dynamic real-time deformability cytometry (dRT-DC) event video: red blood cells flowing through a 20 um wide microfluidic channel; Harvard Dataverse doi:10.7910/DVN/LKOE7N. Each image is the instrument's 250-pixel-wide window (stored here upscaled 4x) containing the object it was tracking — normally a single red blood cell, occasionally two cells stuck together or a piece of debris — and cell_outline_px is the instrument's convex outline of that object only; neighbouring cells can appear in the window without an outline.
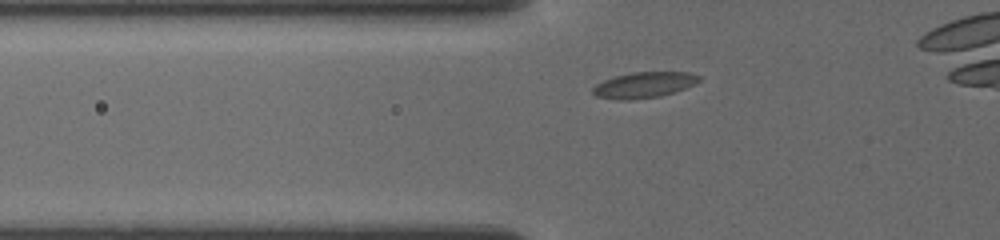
{"species": "common noctule bat (a hibernating species)", "species_latin": "Nyctalus noctula", "temperature_condition": "cold", "stored_images_in_passage": 19, "camera_frame_rate_fps": 3000, "um_per_image_px": 0.085, "animal": {"sex": "female", "body_mass_g": 19.5, "forearm_length_mm": 54.1}, "frame": {"image": 1, "passage_image": 9, "time_ms": 3.0, "image_size_px": [1000, 240], "cell_outline_px": [[700, 80], [684, 88], [660, 96], [628, 100], [616, 100], [596, 96], [592, 92], [592, 88], [596, 84], [604, 80], [616, 76], [632, 72], [688, 72], [700, 76]], "centroid_in_image_um": [54.69, 7.22], "position_along_channel_um": 71.1, "area_um2": 15.78}}
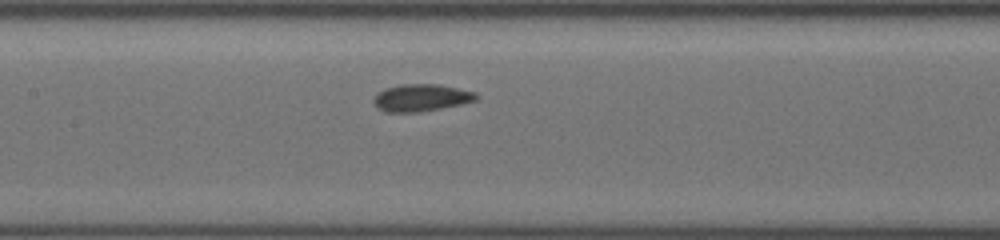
{"frame": {"image": 2, "passage_image": 16, "time_ms": 5.667, "image_size_px": [1000, 240], "cell_outline_px": [[476, 100], [460, 104], [420, 112], [384, 112], [376, 108], [372, 104], [372, 100], [376, 92], [384, 88], [400, 84], [436, 84], [476, 92]], "centroid_in_image_um": [35.69, 8.31], "position_along_channel_um": 171.7, "area_um2": 16.36}}
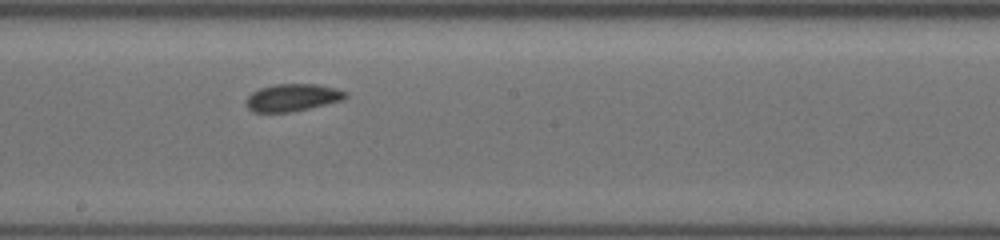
{"frame": {"image": 3, "passage_image": 18, "time_ms": 7.0, "image_size_px": [1000, 240], "cell_outline_px": [[348, 96], [344, 100], [308, 108], [288, 112], [252, 112], [244, 104], [244, 100], [252, 92], [260, 88], [276, 84], [316, 84], [336, 88], [348, 92]], "centroid_in_image_um": [24.85, 8.29], "position_along_channel_um": 223.4, "area_um2": 15.95}}